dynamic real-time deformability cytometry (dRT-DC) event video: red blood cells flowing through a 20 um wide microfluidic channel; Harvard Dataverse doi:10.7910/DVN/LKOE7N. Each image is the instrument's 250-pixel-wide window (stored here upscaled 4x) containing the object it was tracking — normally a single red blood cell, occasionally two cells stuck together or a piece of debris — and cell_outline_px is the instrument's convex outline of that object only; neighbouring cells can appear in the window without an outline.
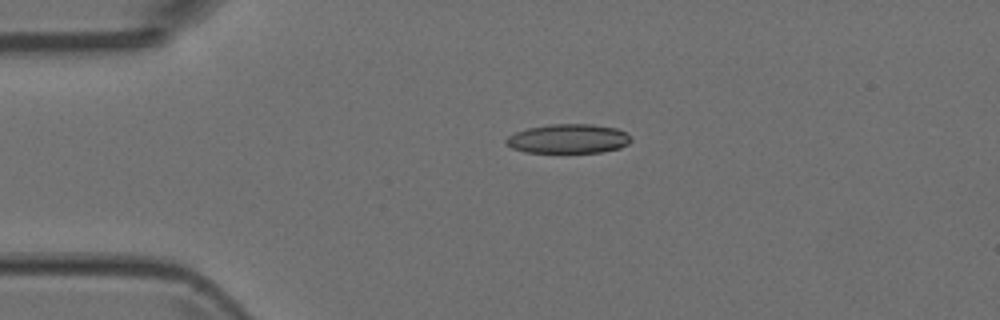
{"species": "Egyptian fruit bat (a non-hibernating species)", "species_latin": "Rousettus aegyptiacus", "temperature_condition": "room temperature", "stored_images_in_passage": 4, "camera_frame_rate_fps": 3000, "um_per_image_px": 0.085, "animal": {"sex": "female"}, "frame": {"image": 1, "passage_image": 3, "time_ms": 0.667, "image_size_px": [1000, 320], "cell_outline_px": [[632, 140], [628, 144], [620, 148], [600, 152], [524, 152], [512, 148], [504, 144], [504, 140], [508, 136], [516, 132], [528, 128], [548, 124], [592, 124], [616, 128], [632, 136]], "centroid_in_image_um": [48.3, 11.79], "position_along_channel_um": 36.7, "area_um2": 21.39}}